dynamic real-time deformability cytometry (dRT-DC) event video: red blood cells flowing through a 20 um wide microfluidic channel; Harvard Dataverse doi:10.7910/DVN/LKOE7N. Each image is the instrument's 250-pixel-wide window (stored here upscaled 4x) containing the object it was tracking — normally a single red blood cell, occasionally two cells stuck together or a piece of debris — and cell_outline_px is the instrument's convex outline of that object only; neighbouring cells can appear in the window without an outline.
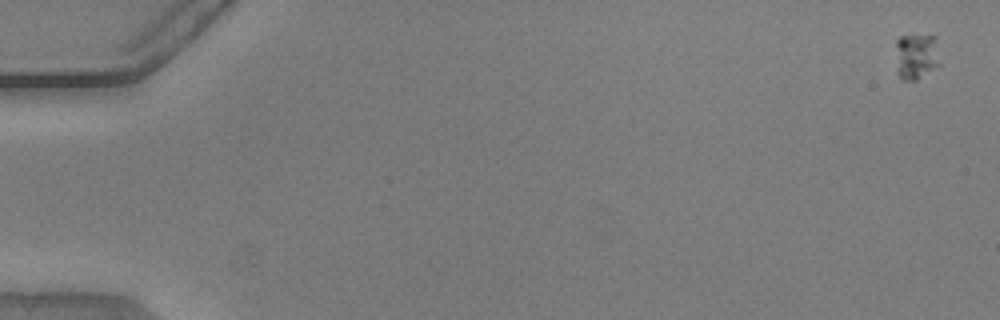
{"species": "common noctule bat (a hibernating species)", "species_latin": "Nyctalus noctula", "temperature_condition": "warm", "stored_images_in_passage": 12, "camera_frame_rate_fps": 3000, "um_per_image_px": 0.085, "animal": {"sex": "male", "body_mass_g": 20.5, "forearm_length_mm": 52.5}, "frame": {"image": 1, "passage_image": 1, "time_ms": 0.0, "image_size_px": [1000, 320], "cell_outline_px": [[940, 64], [916, 80], [900, 80], [896, 72], [896, 40], [900, 36], [936, 36]], "centroid_in_image_um": [77.86, 4.8], "position_along_channel_um": 7.1, "area_um2": 12.02}}